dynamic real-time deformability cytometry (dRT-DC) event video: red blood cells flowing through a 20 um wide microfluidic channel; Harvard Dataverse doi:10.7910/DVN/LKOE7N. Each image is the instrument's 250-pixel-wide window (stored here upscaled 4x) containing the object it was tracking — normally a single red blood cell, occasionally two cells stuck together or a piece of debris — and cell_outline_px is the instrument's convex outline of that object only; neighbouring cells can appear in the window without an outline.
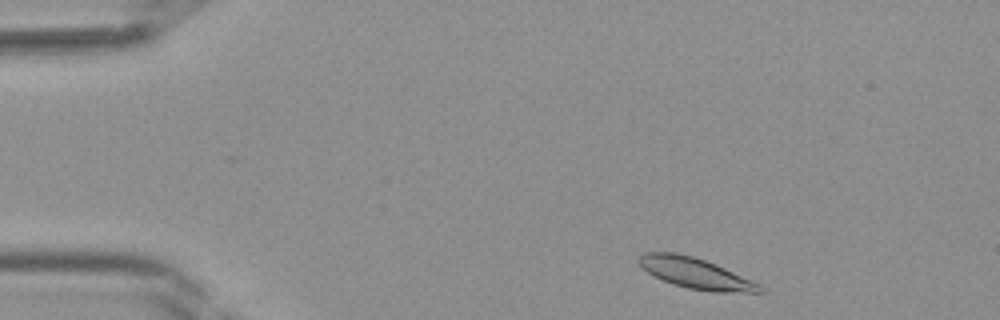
{"species": "Egyptian fruit bat (a non-hibernating species)", "species_latin": "Rousettus aegyptiacus", "temperature_condition": "room temperature", "stored_images_in_passage": 37, "camera_frame_rate_fps": 3000, "um_per_image_px": 0.085, "frame": {"image": 1, "passage_image": 2, "time_ms": 0.333, "image_size_px": [1000, 320], "cell_outline_px": [[768, 292], [712, 292], [688, 288], [664, 280], [640, 268], [636, 260], [644, 252], [676, 252], [692, 256], [716, 264], [760, 284]], "centroid_in_image_um": [59.12, 23.22], "position_along_channel_um": 25.9, "area_um2": 21.56}}
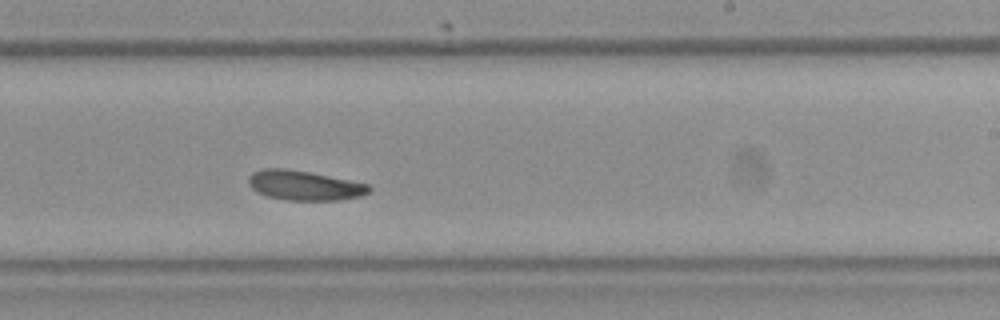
{"frame": {"image": 2, "passage_image": 21, "time_ms": 6.667, "image_size_px": [1000, 320], "cell_outline_px": [[372, 192], [360, 196], [340, 200], [284, 200], [268, 196], [256, 192], [248, 184], [248, 176], [252, 172], [264, 168], [284, 168], [308, 172], [368, 184], [372, 188]], "centroid_in_image_um": [25.85, 15.77], "position_along_channel_um": 263.2, "area_um2": 20.87}}
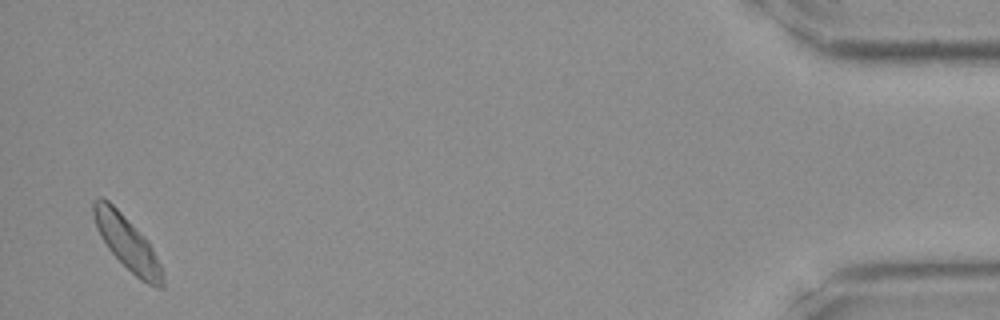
{"frame": {"image": 3, "passage_image": 36, "time_ms": 11.667, "image_size_px": [1000, 320], "cell_outline_px": [[164, 288], [156, 288], [140, 280], [108, 248], [100, 236], [96, 228], [92, 212], [92, 200], [100, 196], [104, 196], [148, 240], [160, 264], [164, 280]], "centroid_in_image_um": [10.79, 20.63], "position_along_channel_um": 424.4, "area_um2": 21.44}}